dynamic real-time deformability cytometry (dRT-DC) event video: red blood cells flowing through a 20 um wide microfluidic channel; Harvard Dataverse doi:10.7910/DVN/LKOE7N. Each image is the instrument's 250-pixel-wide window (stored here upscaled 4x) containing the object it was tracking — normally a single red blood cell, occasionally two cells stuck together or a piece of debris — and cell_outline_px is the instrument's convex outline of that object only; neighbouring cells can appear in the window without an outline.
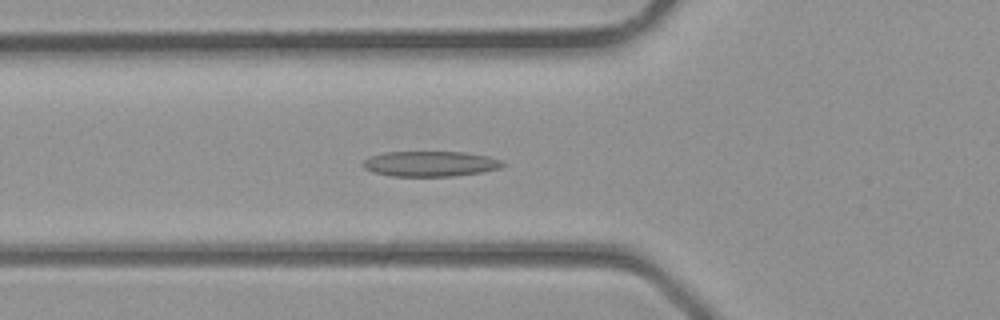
{"species": "common noctule bat (a hibernating species)", "species_latin": "Nyctalus noctula", "temperature_condition": "room temperature", "stored_images_in_passage": 28, "camera_frame_rate_fps": 3000, "um_per_image_px": 0.085, "animal": {"sex": "male", "body_mass_g": 23.1, "forearm_length_mm": 52.7}, "frame": {"image": 1, "passage_image": 3, "time_ms": 0.667, "image_size_px": [1000, 320], "cell_outline_px": [[508, 164], [500, 168], [484, 172], [456, 176], [388, 176], [372, 172], [364, 168], [360, 164], [368, 156], [384, 152], [464, 152], [488, 156], [500, 160]], "centroid_in_image_um": [36.56, 13.93], "position_along_channel_um": 89.2, "area_um2": 20.98}}
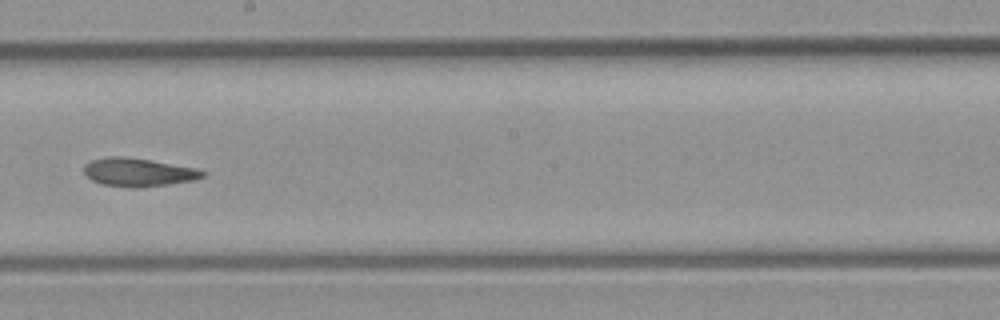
{"frame": {"image": 2, "passage_image": 11, "time_ms": 3.333, "image_size_px": [1000, 320], "cell_outline_px": [[208, 172], [204, 176], [192, 180], [168, 184], [140, 188], [132, 188], [104, 184], [92, 180], [84, 172], [84, 164], [92, 160], [108, 156], [124, 156], [152, 160], [196, 168]], "centroid_in_image_um": [11.77, 14.63], "position_along_channel_um": 236.4, "area_um2": 19.59}}
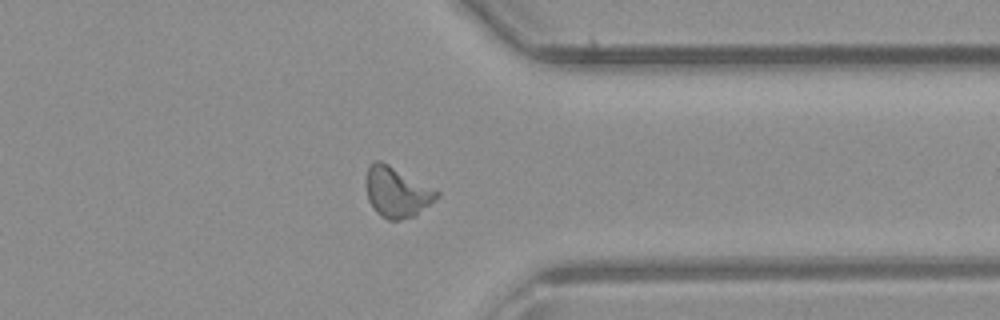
{"frame": {"image": 3, "passage_image": 19, "time_ms": 6.0, "image_size_px": [1000, 320], "cell_outline_px": [[440, 196], [416, 216], [400, 220], [388, 220], [380, 216], [372, 208], [368, 200], [364, 184], [364, 180], [368, 168], [376, 160], [380, 160], [388, 164], [440, 192]], "centroid_in_image_um": [33.7, 16.36], "position_along_channel_um": 377.7, "area_um2": 20.92}}